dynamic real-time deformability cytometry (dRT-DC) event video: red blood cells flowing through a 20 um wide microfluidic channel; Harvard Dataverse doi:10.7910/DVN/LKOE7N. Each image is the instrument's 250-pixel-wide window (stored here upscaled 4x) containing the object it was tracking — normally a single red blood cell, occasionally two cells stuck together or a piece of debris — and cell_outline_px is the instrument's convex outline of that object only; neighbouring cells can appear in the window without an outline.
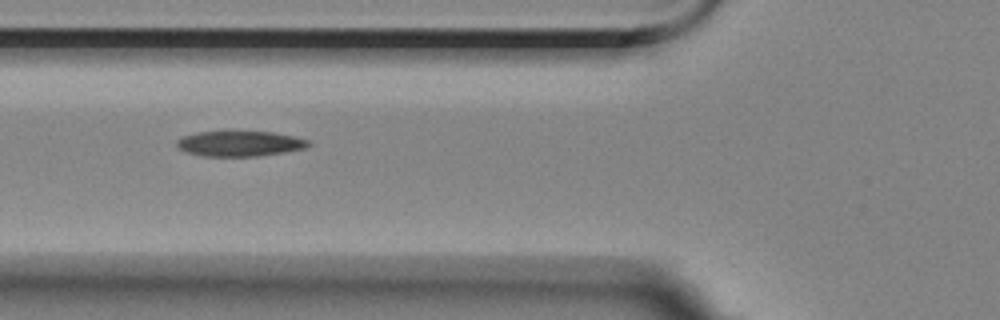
{"species": "Egyptian fruit bat (a non-hibernating species)", "species_latin": "Rousettus aegyptiacus", "temperature_condition": "room temperature", "stored_images_in_passage": 4, "camera_frame_rate_fps": 3000, "um_per_image_px": 0.085, "animal": {"sex": "female"}, "frame": {"image": 1, "passage_image": 3, "time_ms": 2.333, "image_size_px": [1000, 320], "cell_outline_px": [[312, 144], [308, 148], [260, 156], [204, 156], [188, 152], [180, 148], [176, 144], [176, 140], [184, 136], [196, 132], [224, 128], [232, 128], [272, 132], [292, 136], [308, 140]], "centroid_in_image_um": [20.38, 12.15], "position_along_channel_um": 105.4, "area_um2": 20.46}}
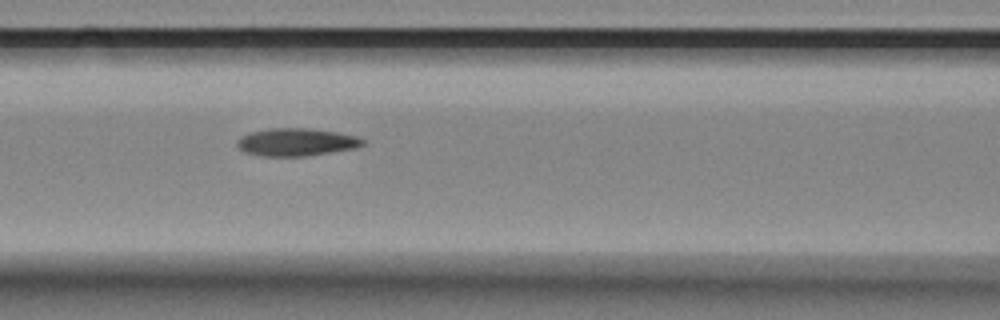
{"frame": {"image": 2, "passage_image": 4, "time_ms": 3.333, "image_size_px": [1000, 320], "cell_outline_px": [[364, 144], [356, 148], [308, 156], [260, 156], [244, 152], [236, 144], [236, 140], [240, 136], [248, 132], [268, 128], [308, 128], [336, 132], [360, 136], [364, 140]], "centroid_in_image_um": [25.17, 12.07], "position_along_channel_um": 141.4, "area_um2": 20.58}}